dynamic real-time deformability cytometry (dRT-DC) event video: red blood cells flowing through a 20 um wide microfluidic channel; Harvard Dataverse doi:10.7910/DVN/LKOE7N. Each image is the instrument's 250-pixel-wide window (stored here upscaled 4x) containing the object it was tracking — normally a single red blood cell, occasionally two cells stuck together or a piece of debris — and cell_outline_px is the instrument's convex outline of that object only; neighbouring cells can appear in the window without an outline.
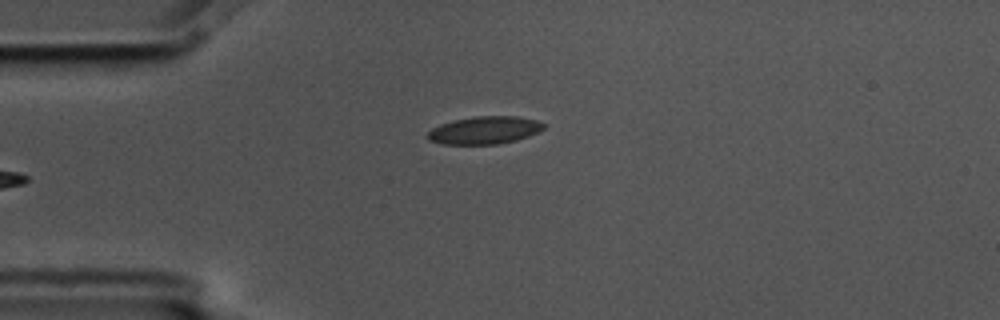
{"species": "common noctule bat (a hibernating species)", "species_latin": "Nyctalus noctula", "temperature_condition": "cold", "stored_images_in_passage": 3, "camera_frame_rate_fps": 3000, "um_per_image_px": 0.085, "animal": {"sex": "male", "body_mass_g": 17.5, "forearm_length_mm": 52.3}, "frame": {"image": 1, "passage_image": 3, "time_ms": 0.667, "image_size_px": [1000, 320], "cell_outline_px": [[544, 128], [540, 132], [516, 140], [496, 144], [440, 144], [428, 140], [424, 136], [432, 128], [440, 124], [456, 120], [476, 116], [516, 116], [536, 120], [544, 124]], "centroid_in_image_um": [41.16, 11.07], "position_along_channel_um": 43.8, "area_um2": 18.73}}